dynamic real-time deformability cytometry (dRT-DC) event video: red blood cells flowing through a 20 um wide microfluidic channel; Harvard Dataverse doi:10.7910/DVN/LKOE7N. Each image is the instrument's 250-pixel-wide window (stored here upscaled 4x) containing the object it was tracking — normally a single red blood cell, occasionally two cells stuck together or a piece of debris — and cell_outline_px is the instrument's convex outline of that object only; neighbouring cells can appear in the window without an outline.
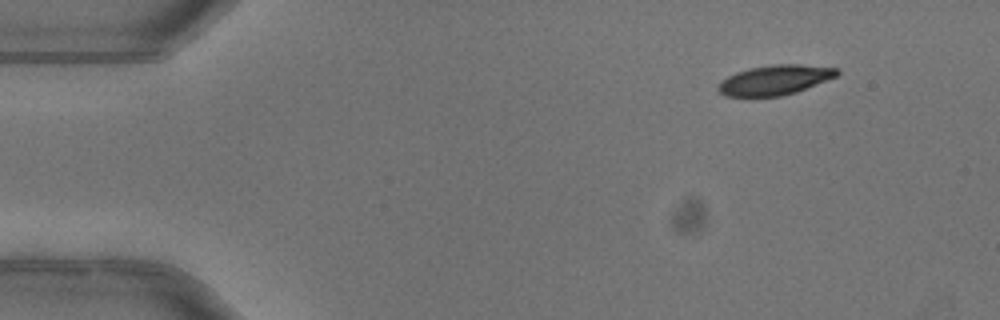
{"species": "common noctule bat (a hibernating species)", "species_latin": "Nyctalus noctula", "temperature_condition": "warm", "stored_images_in_passage": 4, "camera_frame_rate_fps": 3000, "um_per_image_px": 0.085, "animal": {"sex": "female"}, "frame": {"image": 1, "passage_image": 1, "time_ms": 0.0, "image_size_px": [1000, 320], "cell_outline_px": [[840, 72], [836, 76], [796, 92], [780, 96], [724, 96], [716, 88], [720, 80], [736, 72], [748, 68], [772, 64], [800, 64], [840, 68]], "centroid_in_image_um": [65.84, 6.78], "position_along_channel_um": 19.2, "area_um2": 20.69}}
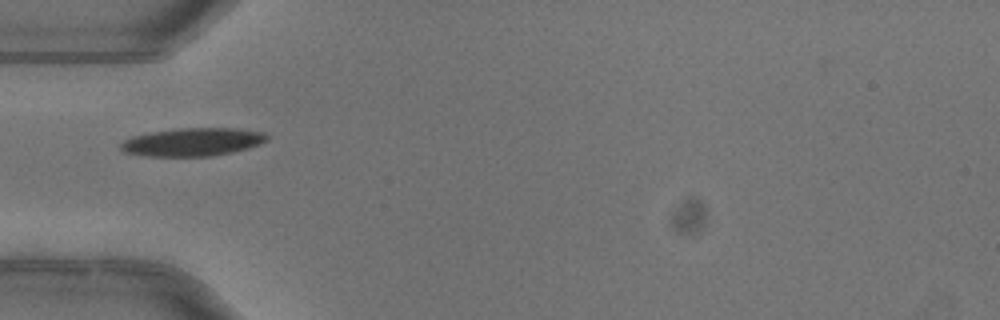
{"frame": {"image": 2, "passage_image": 4, "time_ms": 1.0, "image_size_px": [1000, 320], "cell_outline_px": [[268, 140], [260, 144], [248, 148], [232, 152], [212, 156], [144, 156], [124, 152], [120, 148], [120, 144], [124, 140], [132, 136], [152, 132], [180, 128], [236, 128], [264, 132], [268, 136]], "centroid_in_image_um": [16.38, 12.07], "position_along_channel_um": 68.6, "area_um2": 23.99}}